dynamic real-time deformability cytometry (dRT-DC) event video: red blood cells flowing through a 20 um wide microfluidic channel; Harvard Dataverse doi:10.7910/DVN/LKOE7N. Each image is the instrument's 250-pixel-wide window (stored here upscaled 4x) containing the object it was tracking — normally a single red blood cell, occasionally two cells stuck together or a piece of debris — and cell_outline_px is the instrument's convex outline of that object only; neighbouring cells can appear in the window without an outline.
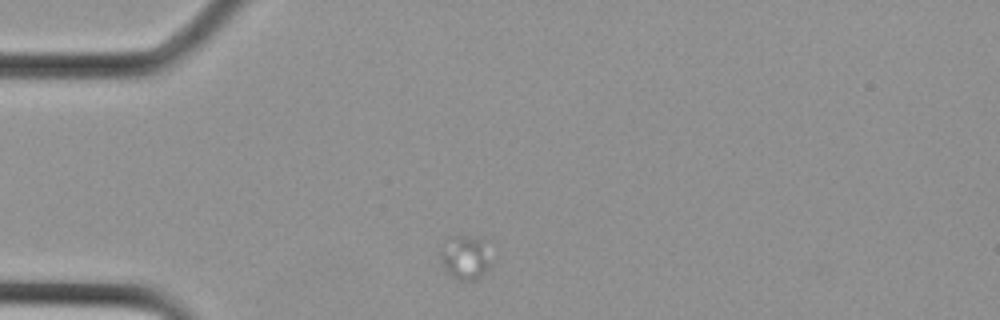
{"species": "Egyptian fruit bat (a non-hibernating species)", "species_latin": "Rousettus aegyptiacus", "temperature_condition": "cold", "stored_images_in_passage": 5, "camera_frame_rate_fps": 3000, "um_per_image_px": 0.085, "animal": {"sex": "female"}, "frame": {"image": 1, "passage_image": 1, "time_ms": 0.0, "image_size_px": [1000, 320], "cell_outline_px": [[488, 264], [484, 272], [476, 280], [456, 280], [444, 268], [440, 252], [456, 236], [464, 236], [480, 240]], "centroid_in_image_um": [39.48, 21.97], "position_along_channel_um": 45.5, "area_um2": 11.5}}